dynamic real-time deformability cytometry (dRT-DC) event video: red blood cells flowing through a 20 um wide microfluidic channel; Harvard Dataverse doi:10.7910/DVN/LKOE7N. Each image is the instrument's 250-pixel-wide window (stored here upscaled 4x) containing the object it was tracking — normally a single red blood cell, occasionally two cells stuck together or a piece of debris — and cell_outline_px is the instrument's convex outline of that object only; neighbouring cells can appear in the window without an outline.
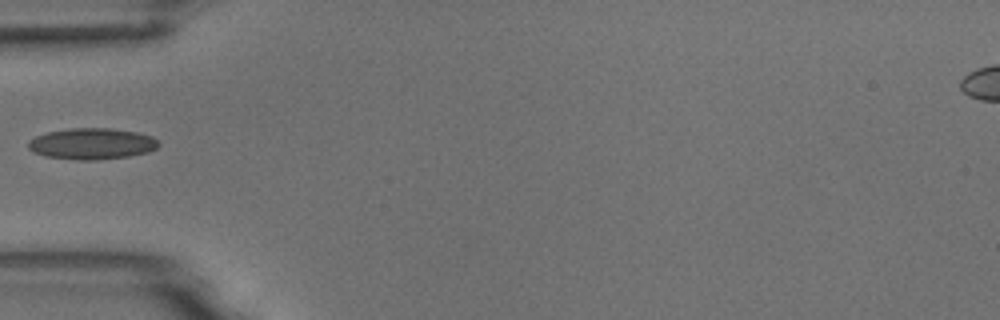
{"species": "common noctule bat (a hibernating species)", "species_latin": "Nyctalus noctula", "temperature_condition": "room temperature", "stored_images_in_passage": 2, "camera_frame_rate_fps": 3000, "um_per_image_px": 0.085, "animal": {"sex": "male", "body_mass_g": 18.8}, "frame": {"image": 1, "passage_image": 2, "time_ms": 1.0, "image_size_px": [1000, 320], "cell_outline_px": [[160, 144], [156, 148], [148, 152], [128, 156], [96, 160], [76, 160], [44, 156], [32, 152], [28, 148], [28, 140], [36, 136], [48, 132], [72, 128], [108, 128], [136, 132], [152, 136]], "centroid_in_image_um": [7.78, 12.22], "position_along_channel_um": 77.2, "area_um2": 23.7}}